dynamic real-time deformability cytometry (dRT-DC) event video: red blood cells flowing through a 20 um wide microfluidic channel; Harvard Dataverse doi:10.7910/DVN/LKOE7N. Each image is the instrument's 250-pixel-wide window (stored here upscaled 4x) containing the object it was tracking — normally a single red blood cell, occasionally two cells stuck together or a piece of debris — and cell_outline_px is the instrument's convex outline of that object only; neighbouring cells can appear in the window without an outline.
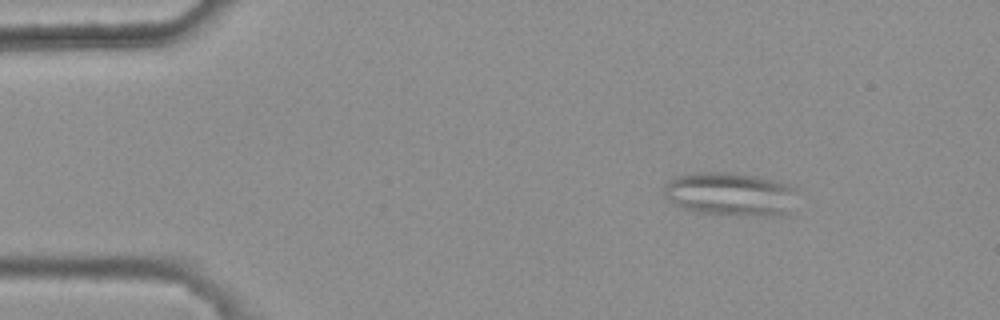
{"species": "common noctule bat (a hibernating species)", "species_latin": "Nyctalus noctula", "temperature_condition": "warm", "stored_images_in_passage": 4, "camera_frame_rate_fps": 3000, "um_per_image_px": 0.085, "animal": {"sex": "female", "body_mass_g": 25.1}, "frame": {"image": 1, "passage_image": 2, "time_ms": 0.333, "image_size_px": [1000, 320], "cell_outline_px": [[796, 188], [788, 212], [780, 216], [764, 216], [696, 212], [672, 204], [664, 196], [664, 184], [668, 180], [676, 176], [700, 172], [732, 172], [756, 176], [788, 184]], "centroid_in_image_um": [62.02, 16.49], "position_along_channel_um": 23.0, "area_um2": 33.64}}